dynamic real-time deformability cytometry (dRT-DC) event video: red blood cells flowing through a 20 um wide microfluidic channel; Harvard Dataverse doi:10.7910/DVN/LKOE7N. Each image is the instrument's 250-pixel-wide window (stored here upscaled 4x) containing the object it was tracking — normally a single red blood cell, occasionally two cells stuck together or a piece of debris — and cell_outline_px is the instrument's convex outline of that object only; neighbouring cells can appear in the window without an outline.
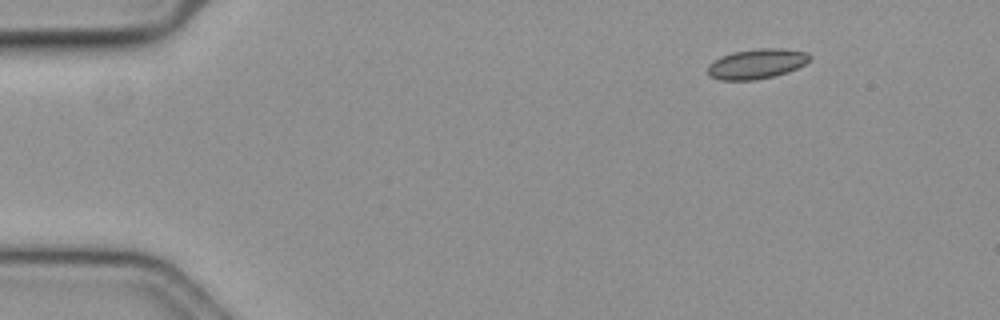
{"species": "common noctule bat (a hibernating species)", "species_latin": "Nyctalus noctula", "temperature_condition": "cold", "stored_images_in_passage": 6, "camera_frame_rate_fps": 3000, "um_per_image_px": 0.085, "animal": {"sex": "female", "body_mass_g": 19.3, "forearm_length_mm": 54.1}, "frame": {"image": 1, "passage_image": 1, "time_ms": 0.0, "image_size_px": [1000, 320], "cell_outline_px": [[812, 60], [788, 72], [756, 80], [720, 80], [708, 76], [708, 64], [720, 56], [732, 52], [756, 48], [784, 48], [808, 52], [812, 56]], "centroid_in_image_um": [64.33, 5.41], "position_along_channel_um": 20.7, "area_um2": 18.09}}